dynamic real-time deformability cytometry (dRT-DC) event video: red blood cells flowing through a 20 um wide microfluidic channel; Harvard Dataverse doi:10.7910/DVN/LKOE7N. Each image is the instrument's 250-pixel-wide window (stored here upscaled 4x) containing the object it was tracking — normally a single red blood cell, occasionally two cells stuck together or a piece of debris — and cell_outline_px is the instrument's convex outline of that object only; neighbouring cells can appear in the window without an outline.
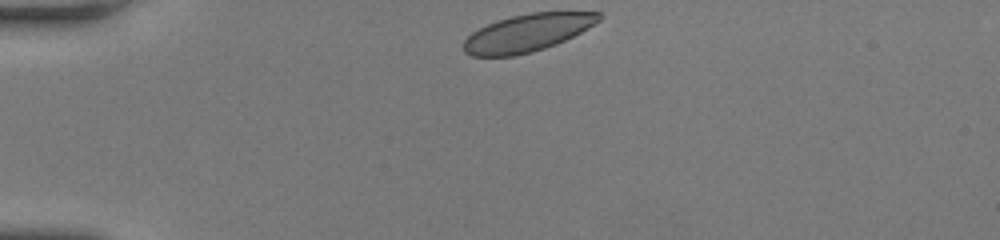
{"species": "human", "species_latin": "Homo sapiens", "temperature_condition": "room temperature", "stored_images_in_passage": 42, "camera_frame_rate_fps": 3000, "um_per_image_px": 0.085, "donor": {"sex": "female"}, "frame": {"image": 1, "passage_image": 1, "time_ms": 0.0, "image_size_px": [1000, 240], "cell_outline_px": [[604, 16], [600, 20], [580, 32], [556, 44], [532, 52], [516, 56], [472, 56], [464, 52], [464, 40], [472, 32], [496, 20], [512, 16], [532, 12], [600, 12]], "centroid_in_image_um": [44.82, 2.79], "position_along_channel_um": 40.2, "area_um2": 29.36}}
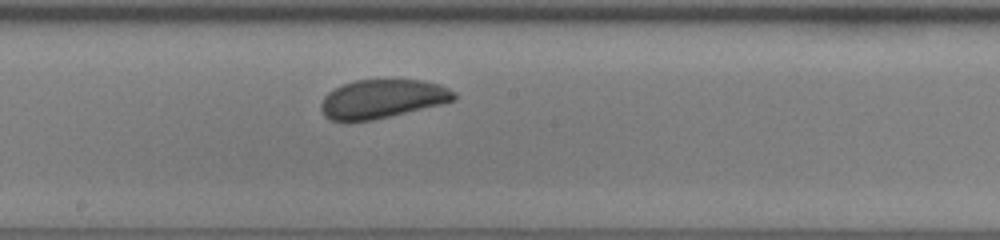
{"frame": {"image": 2, "passage_image": 19, "time_ms": 6.0, "image_size_px": [1000, 240], "cell_outline_px": [[456, 100], [440, 104], [372, 120], [332, 120], [324, 116], [320, 108], [320, 104], [324, 96], [328, 92], [344, 84], [356, 80], [424, 80], [440, 84], [448, 88], [456, 96]], "centroid_in_image_um": [32.48, 8.39], "position_along_channel_um": 215.7, "area_um2": 29.59}}
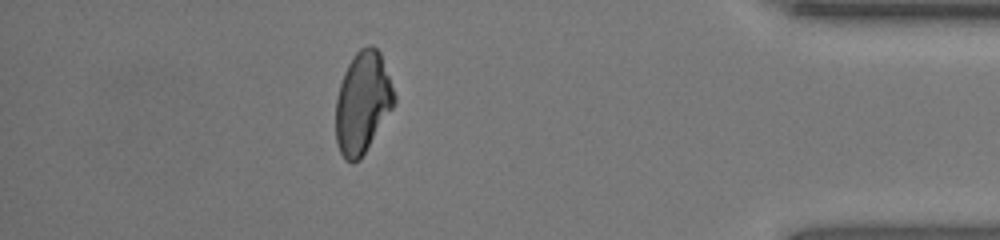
{"frame": {"image": 3, "passage_image": 36, "time_ms": 11.667, "image_size_px": [1000, 240], "cell_outline_px": [[396, 100], [392, 108], [360, 160], [352, 164], [344, 160], [340, 152], [336, 140], [336, 100], [340, 84], [344, 72], [348, 64], [356, 52], [360, 48], [368, 44], [372, 44], [380, 52], [396, 96]], "centroid_in_image_um": [30.81, 8.72], "position_along_channel_um": 404.4, "area_um2": 34.51}, "authors_computed_cell_mechanics": {"area_um2": 30.7496, "velocity_mm_per_s": 3.7278, "shape_relaxation_time_tau1_ms": 2.9168, "shape_relaxation_time_tau2_ms": 0.4378, "deformation_change_tau1": 0.0992, "deformation_change_tau2": 0.0543}}